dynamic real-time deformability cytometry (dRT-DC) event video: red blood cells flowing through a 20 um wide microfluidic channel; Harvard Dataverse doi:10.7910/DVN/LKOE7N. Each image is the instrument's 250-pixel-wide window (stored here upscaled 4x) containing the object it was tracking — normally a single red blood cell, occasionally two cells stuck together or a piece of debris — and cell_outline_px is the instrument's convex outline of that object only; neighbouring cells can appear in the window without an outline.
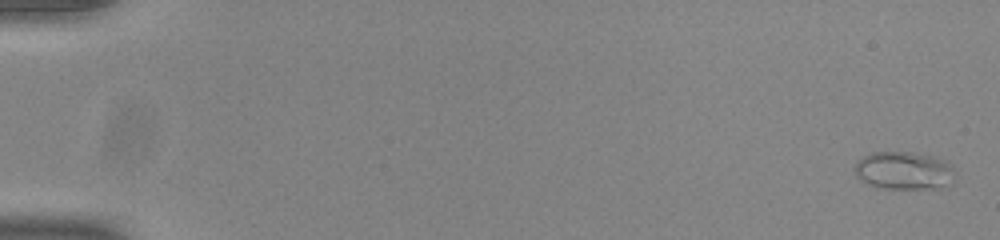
{"species": "common noctule bat (a hibernating species)", "species_latin": "Nyctalus noctula", "temperature_condition": "room temperature", "stored_images_in_passage": 53, "camera_frame_rate_fps": 3000, "um_per_image_px": 0.085, "animal": {"sex": "male", "body_mass_g": 20.0, "forearm_length_mm": 53.3}, "frame": {"image": 1, "passage_image": 1, "time_ms": 0.0, "image_size_px": [1000, 240], "cell_outline_px": [[956, 172], [940, 188], [876, 188], [860, 180], [856, 176], [852, 168], [856, 160], [872, 152], [912, 152], [932, 156], [944, 160], [952, 164]], "centroid_in_image_um": [76.75, 14.48], "position_along_channel_um": 8.3, "area_um2": 22.25}}
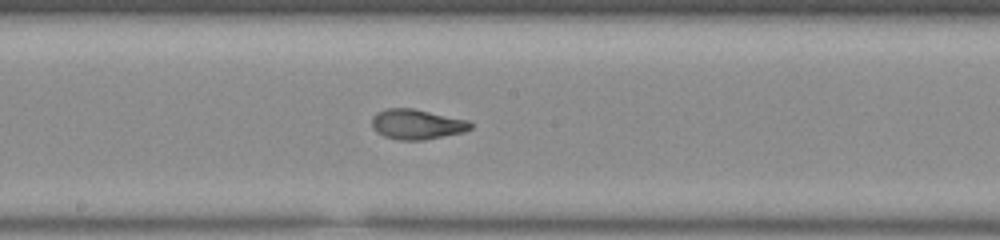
{"frame": {"image": 2, "passage_image": 30, "time_ms": 9.667, "image_size_px": [1000, 240], "cell_outline_px": [[472, 128], [464, 132], [424, 140], [400, 140], [384, 136], [376, 132], [372, 128], [372, 116], [376, 112], [388, 108], [412, 108], [468, 120], [472, 124]], "centroid_in_image_um": [35.41, 10.56], "position_along_channel_um": 212.8, "area_um2": 17.34}}
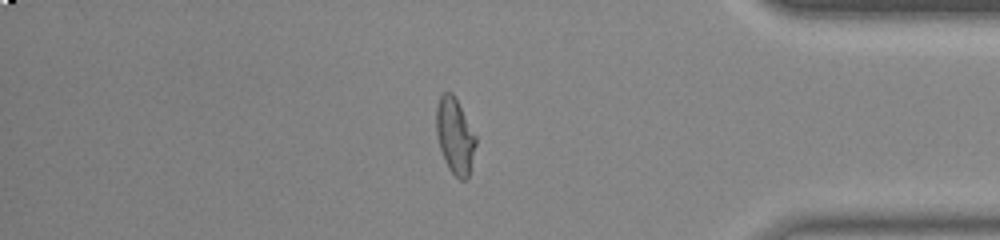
{"frame": {"image": 3, "passage_image": 46, "time_ms": 15.0, "image_size_px": [1000, 240], "cell_outline_px": [[476, 144], [468, 180], [460, 180], [448, 168], [444, 160], [440, 148], [436, 132], [436, 108], [440, 96], [444, 92], [452, 92], [476, 136]], "centroid_in_image_um": [38.67, 11.58], "position_along_channel_um": 396.5, "area_um2": 17.34}, "authors_computed_cell_mechanics": {"area_um2": 17.629, "velocity_mm_per_s": 3.8934, "shape_relaxation_time_tau1_ms": null, "shape_relaxation_time_tau2_ms": 0.786, "deformation_change_tau1": null, "deformation_change_tau2": 0.0653}}